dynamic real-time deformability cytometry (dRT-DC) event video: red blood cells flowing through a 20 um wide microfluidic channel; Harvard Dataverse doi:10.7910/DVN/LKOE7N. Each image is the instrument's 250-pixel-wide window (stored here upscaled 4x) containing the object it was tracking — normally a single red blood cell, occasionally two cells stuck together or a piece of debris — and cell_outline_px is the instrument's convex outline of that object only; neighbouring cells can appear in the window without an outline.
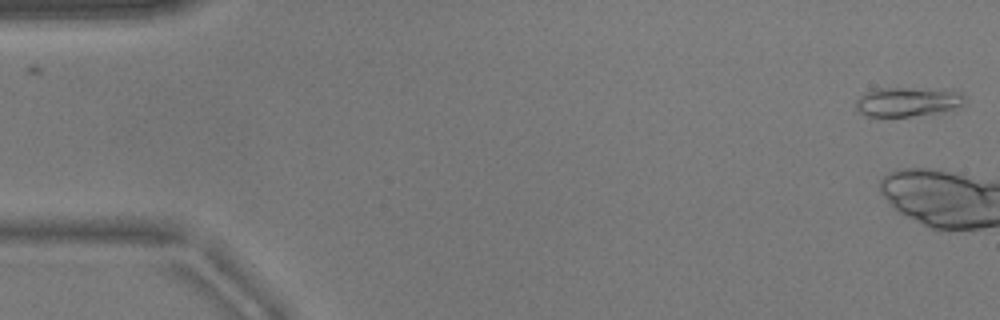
{"species": "common noctule bat (a hibernating species)", "species_latin": "Nyctalus noctula", "temperature_condition": "warm", "stored_images_in_passage": 5, "camera_frame_rate_fps": 3000, "um_per_image_px": 0.085, "animal": {"sex": "male", "body_mass_g": 17.9}, "frame": {"image": 1, "passage_image": 1, "time_ms": 0.0, "image_size_px": [1000, 320], "cell_outline_px": [[964, 96], [960, 104], [952, 108], [940, 112], [908, 116], [868, 116], [860, 112], [856, 108], [856, 100], [864, 92], [872, 88], [952, 88], [960, 92]], "centroid_in_image_um": [77.12, 8.61], "position_along_channel_um": 7.9, "area_um2": 18.67}}